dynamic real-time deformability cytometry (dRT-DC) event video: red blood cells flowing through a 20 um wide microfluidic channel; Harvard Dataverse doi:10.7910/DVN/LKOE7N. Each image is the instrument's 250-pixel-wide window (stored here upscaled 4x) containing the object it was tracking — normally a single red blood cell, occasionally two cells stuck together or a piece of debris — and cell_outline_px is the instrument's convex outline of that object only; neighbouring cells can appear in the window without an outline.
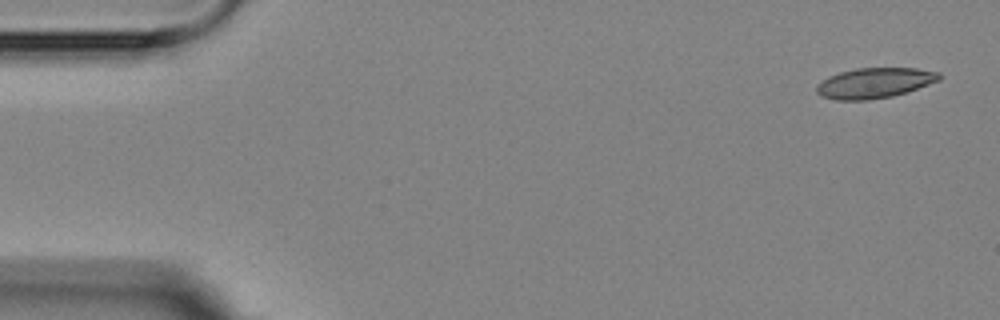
{"species": "Egyptian fruit bat (a non-hibernating species)", "species_latin": "Rousettus aegyptiacus", "temperature_condition": "room temperature", "stored_images_in_passage": 5, "camera_frame_rate_fps": 3000, "um_per_image_px": 0.085, "animal": {"sex": "female"}, "frame": {"image": 1, "passage_image": 1, "time_ms": 0.0, "image_size_px": [1000, 320], "cell_outline_px": [[944, 76], [940, 80], [908, 92], [892, 96], [868, 100], [836, 100], [820, 96], [816, 92], [816, 84], [828, 76], [840, 72], [856, 68], [916, 68], [940, 72]], "centroid_in_image_um": [74.35, 7.05], "position_along_channel_um": 10.7, "area_um2": 21.96}}
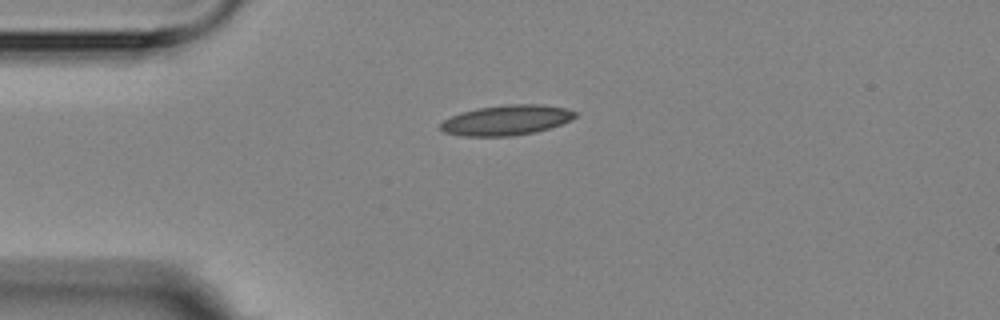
{"frame": {"image": 2, "passage_image": 4, "time_ms": 3.667, "image_size_px": [1000, 320], "cell_outline_px": [[580, 116], [572, 120], [536, 132], [512, 136], [460, 136], [444, 132], [440, 128], [440, 124], [444, 120], [460, 112], [476, 108], [504, 104], [544, 104], [564, 108], [576, 112]], "centroid_in_image_um": [43.06, 10.2], "position_along_channel_um": 41.9, "area_um2": 23.87}}